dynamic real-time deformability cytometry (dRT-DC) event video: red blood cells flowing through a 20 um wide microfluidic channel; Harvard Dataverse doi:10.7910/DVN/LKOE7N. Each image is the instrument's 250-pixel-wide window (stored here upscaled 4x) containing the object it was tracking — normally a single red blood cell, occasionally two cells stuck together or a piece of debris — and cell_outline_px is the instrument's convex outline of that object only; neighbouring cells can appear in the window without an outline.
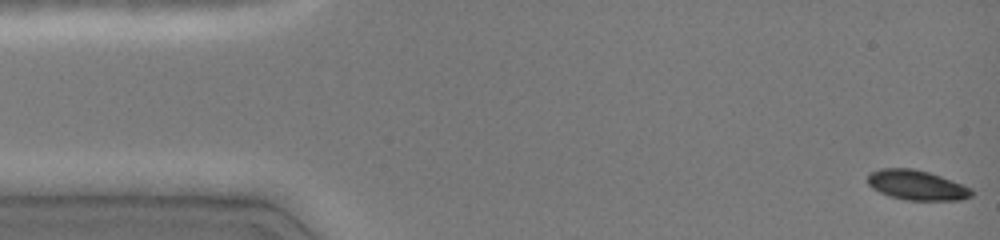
{"species": "common noctule bat (a hibernating species)", "species_latin": "Nyctalus noctula", "temperature_condition": "cold", "stored_images_in_passage": 11, "camera_frame_rate_fps": 3000, "um_per_image_px": 0.085, "animal": {"sex": "female", "body_mass_g": 19.0, "forearm_length_mm": 51.5}, "frame": {"image": 1, "passage_image": 1, "time_ms": 0.0, "image_size_px": [1000, 240], "cell_outline_px": [[972, 196], [960, 200], [908, 200], [888, 196], [872, 188], [868, 184], [868, 176], [872, 172], [880, 168], [912, 168], [928, 172], [952, 180], [972, 188]], "centroid_in_image_um": [77.92, 15.74], "position_along_channel_um": 7.1, "area_um2": 18.03}}
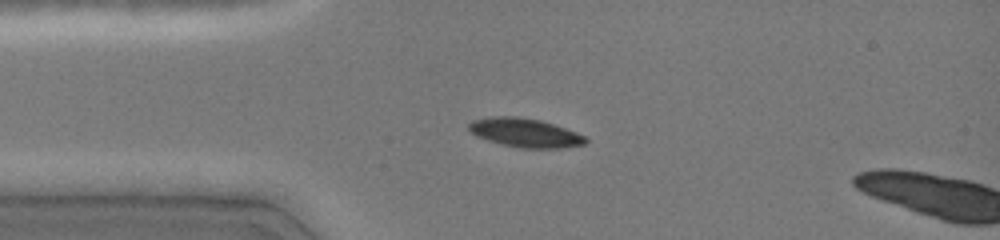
{"frame": {"image": 2, "passage_image": 9, "time_ms": 3.333, "image_size_px": [1000, 240], "cell_outline_px": [[588, 140], [584, 144], [560, 148], [520, 148], [500, 144], [476, 136], [468, 132], [468, 124], [472, 120], [492, 116], [516, 116], [540, 120], [576, 132], [584, 136]], "centroid_in_image_um": [44.57, 11.28], "position_along_channel_um": 40.4, "area_um2": 19.65}}